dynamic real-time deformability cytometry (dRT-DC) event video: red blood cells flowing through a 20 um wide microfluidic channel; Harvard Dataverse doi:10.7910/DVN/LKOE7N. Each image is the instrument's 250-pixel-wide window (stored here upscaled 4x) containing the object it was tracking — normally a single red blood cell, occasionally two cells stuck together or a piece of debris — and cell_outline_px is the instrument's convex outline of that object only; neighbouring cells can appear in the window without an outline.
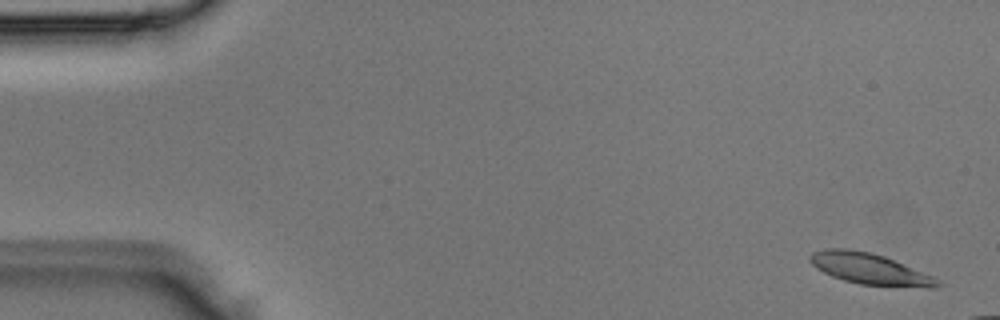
{"species": "Egyptian fruit bat (a non-hibernating species)", "species_latin": "Rousettus aegyptiacus", "temperature_condition": "room temperature", "stored_images_in_passage": 3, "camera_frame_rate_fps": 3000, "um_per_image_px": 0.085, "animal": {"sex": "male"}, "frame": {"image": 1, "passage_image": 1, "time_ms": 0.0, "image_size_px": [1000, 320], "cell_outline_px": [[940, 284], [936, 288], [928, 288], [860, 284], [844, 280], [832, 276], [816, 268], [808, 260], [808, 256], [812, 252], [828, 248], [848, 248], [868, 252], [884, 256], [932, 276], [940, 280]], "centroid_in_image_um": [73.9, 22.85], "position_along_channel_um": 11.1, "area_um2": 22.95}}